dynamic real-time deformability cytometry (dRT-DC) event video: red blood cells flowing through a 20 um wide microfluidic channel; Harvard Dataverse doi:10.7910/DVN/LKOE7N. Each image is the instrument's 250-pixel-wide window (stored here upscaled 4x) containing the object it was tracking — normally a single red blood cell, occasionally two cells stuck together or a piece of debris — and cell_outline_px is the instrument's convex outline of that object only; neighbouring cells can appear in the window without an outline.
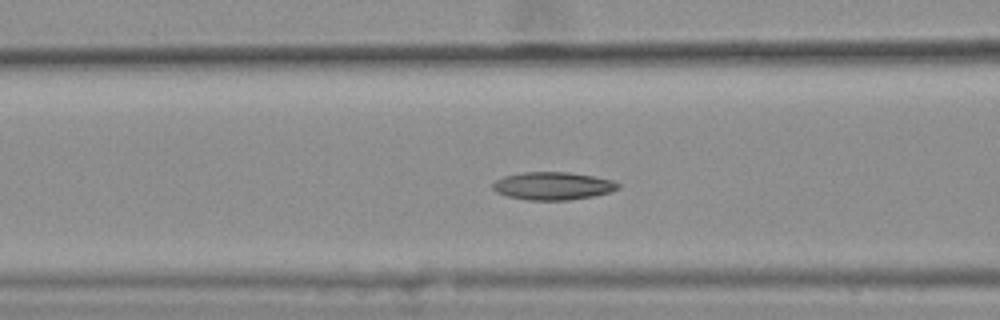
{"species": "common noctule bat (a hibernating species)", "species_latin": "Nyctalus noctula", "temperature_condition": "warm", "stored_images_in_passage": 34, "camera_frame_rate_fps": 3000, "um_per_image_px": 0.085, "animal": {"sex": "female", "body_mass_g": 25.1}, "frame": {"image": 1, "passage_image": 10, "time_ms": 3.0, "image_size_px": [1000, 320], "cell_outline_px": [[620, 188], [608, 192], [592, 196], [568, 200], [528, 200], [508, 196], [496, 192], [492, 188], [492, 184], [496, 180], [504, 176], [524, 172], [568, 172], [592, 176], [612, 180], [620, 184]], "centroid_in_image_um": [46.97, 15.8], "position_along_channel_um": 119.6, "area_um2": 20.17}, "authors_computed_cell_mechanics": {"area_um2": 19.652, "velocity_mm_per_s": 3.6075, "shape_relaxation_time_tau1_ms": null, "shape_relaxation_time_tau2_ms": 1.9444, "deformation_change_tau1": null, "deformation_change_tau2": 0.0739}}